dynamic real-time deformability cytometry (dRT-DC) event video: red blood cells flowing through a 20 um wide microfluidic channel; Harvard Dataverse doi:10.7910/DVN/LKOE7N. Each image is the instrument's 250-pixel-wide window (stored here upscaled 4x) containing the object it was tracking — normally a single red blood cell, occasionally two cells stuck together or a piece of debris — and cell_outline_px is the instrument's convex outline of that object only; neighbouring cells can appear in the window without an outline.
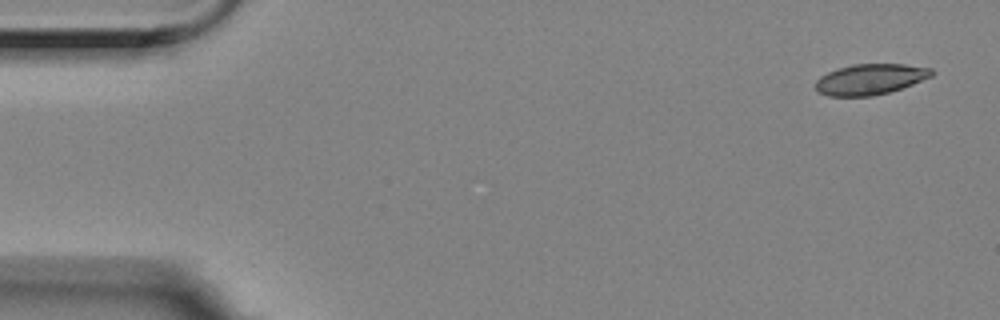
{"species": "Egyptian fruit bat (a non-hibernating species)", "species_latin": "Rousettus aegyptiacus", "temperature_condition": "room temperature", "stored_images_in_passage": 55, "camera_frame_rate_fps": 3000, "um_per_image_px": 0.085, "animal": {"sex": "female"}, "frame": {"image": 1, "passage_image": 1, "time_ms": 0.0, "image_size_px": [1000, 320], "cell_outline_px": [[932, 76], [912, 84], [888, 92], [872, 96], [828, 96], [816, 92], [816, 80], [820, 76], [828, 72], [852, 64], [904, 64], [932, 68]], "centroid_in_image_um": [73.94, 6.74], "position_along_channel_um": 11.1, "area_um2": 20.63}}
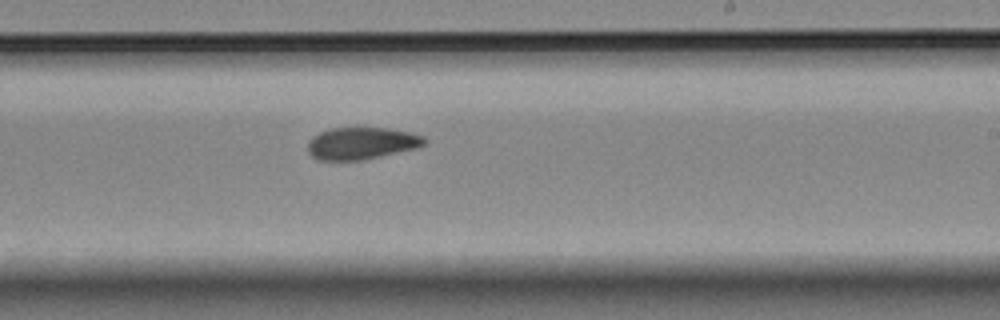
{"frame": {"image": 2, "passage_image": 32, "time_ms": 10.333, "image_size_px": [1000, 320], "cell_outline_px": [[428, 140], [424, 144], [416, 148], [380, 156], [360, 160], [316, 160], [308, 152], [308, 140], [312, 136], [320, 132], [332, 128], [388, 128], [412, 132], [424, 136]], "centroid_in_image_um": [30.73, 12.17], "position_along_channel_um": 258.3, "area_um2": 21.85}}
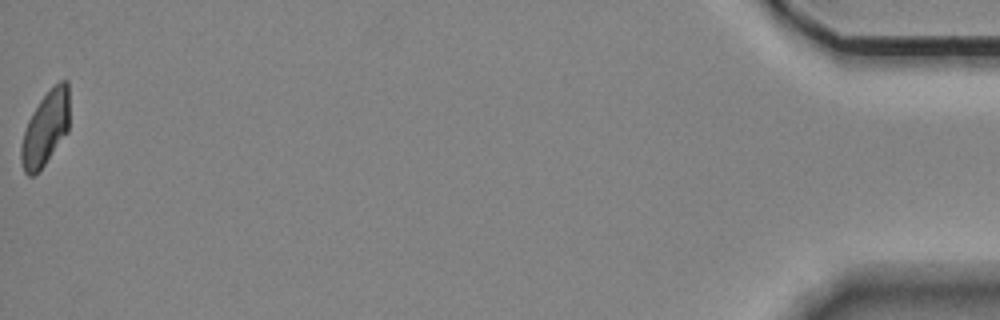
{"frame": {"image": 3, "passage_image": 55, "time_ms": 18.0, "image_size_px": [1000, 320], "cell_outline_px": [[68, 132], [40, 172], [36, 176], [28, 176], [24, 172], [20, 160], [20, 144], [28, 120], [32, 112], [40, 100], [60, 80], [68, 80]], "centroid_in_image_um": [3.84, 11.0], "position_along_channel_um": 431.4, "area_um2": 21.04}, "authors_computed_cell_mechanics": {"area_um2": 22.0218, "velocity_mm_per_s": 3.523, "shape_relaxation_time_tau1_ms": 6.4355, "shape_relaxation_time_tau2_ms": 10.1655, "deformation_change_tau1": 0.1346, "deformation_change_tau2": 0.1328}}